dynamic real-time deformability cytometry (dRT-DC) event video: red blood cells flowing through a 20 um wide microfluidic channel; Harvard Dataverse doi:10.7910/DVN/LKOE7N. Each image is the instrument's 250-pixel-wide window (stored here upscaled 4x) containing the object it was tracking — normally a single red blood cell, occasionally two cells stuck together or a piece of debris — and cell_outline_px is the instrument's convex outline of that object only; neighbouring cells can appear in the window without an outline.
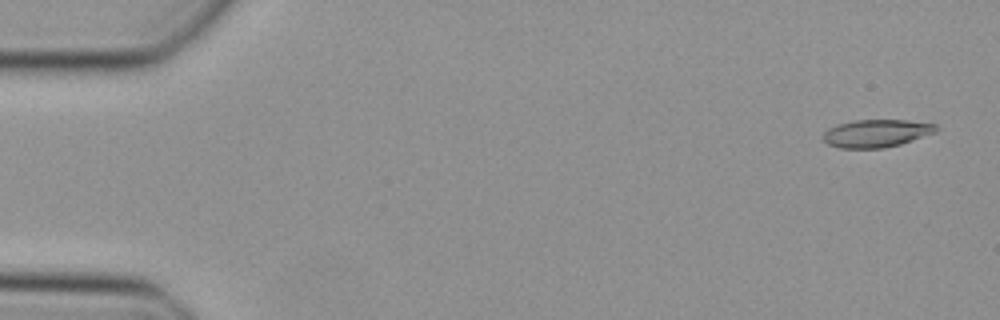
{"species": "Egyptian fruit bat (a non-hibernating species)", "species_latin": "Rousettus aegyptiacus", "temperature_condition": "cold", "stored_images_in_passage": 48, "camera_frame_rate_fps": 3000, "um_per_image_px": 0.085, "animal": {"sex": "female"}, "frame": {"image": 1, "passage_image": 2, "time_ms": 0.333, "image_size_px": [1000, 320], "cell_outline_px": [[940, 128], [936, 132], [900, 144], [884, 148], [840, 148], [828, 144], [824, 140], [824, 132], [828, 128], [836, 124], [856, 120], [904, 120], [936, 124]], "centroid_in_image_um": [74.5, 11.33], "position_along_channel_um": 10.5, "area_um2": 18.21}}
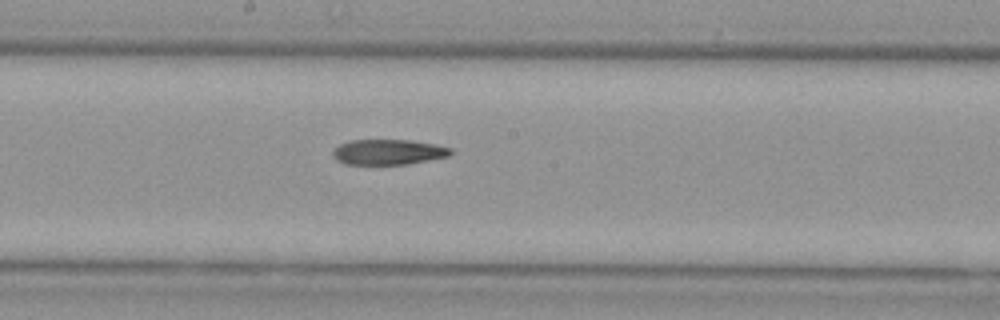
{"frame": {"image": 2, "passage_image": 26, "time_ms": 8.333, "image_size_px": [1000, 320], "cell_outline_px": [[452, 152], [448, 156], [408, 164], [344, 164], [336, 160], [332, 156], [332, 148], [348, 140], [412, 140], [436, 144], [452, 148]], "centroid_in_image_um": [32.96, 12.91], "position_along_channel_um": 215.2, "area_um2": 17.57}}
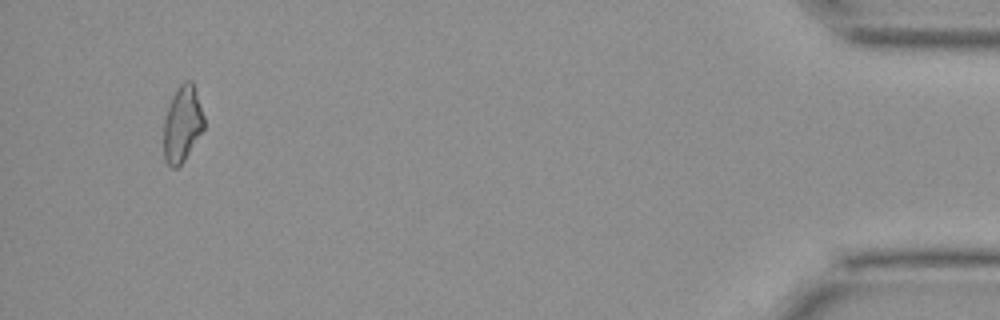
{"frame": {"image": 3, "passage_image": 46, "time_ms": 15.0, "image_size_px": [1000, 320], "cell_outline_px": [[204, 128], [184, 160], [176, 168], [172, 168], [164, 160], [164, 120], [168, 104], [176, 88], [184, 80], [192, 80], [204, 116]], "centroid_in_image_um": [15.48, 10.51], "position_along_channel_um": 419.7, "area_um2": 17.86}}